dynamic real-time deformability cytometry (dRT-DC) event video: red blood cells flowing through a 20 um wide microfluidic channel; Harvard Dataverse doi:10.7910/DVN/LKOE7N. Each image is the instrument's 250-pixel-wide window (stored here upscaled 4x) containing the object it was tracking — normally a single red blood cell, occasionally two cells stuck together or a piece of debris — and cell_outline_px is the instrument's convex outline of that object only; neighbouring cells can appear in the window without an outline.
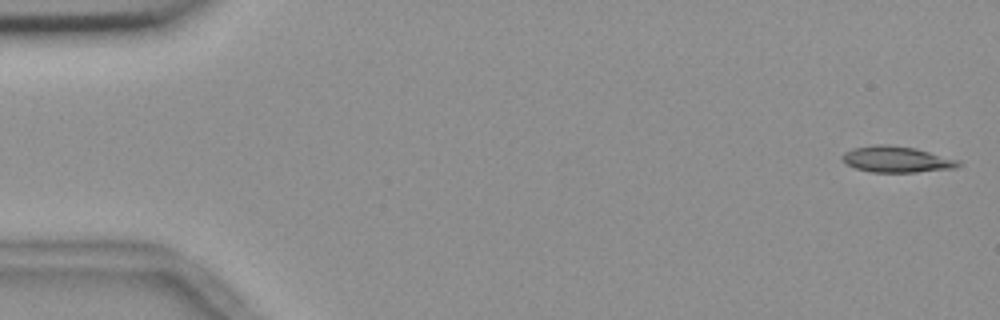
{"species": "common noctule bat (a hibernating species)", "species_latin": "Nyctalus noctula", "temperature_condition": "room temperature", "stored_images_in_passage": 15, "camera_frame_rate_fps": 3000, "um_per_image_px": 0.085, "animal": {"sex": "female", "body_mass_g": 18.4}, "frame": {"image": 1, "passage_image": 1, "time_ms": 0.0, "image_size_px": [1000, 320], "cell_outline_px": [[964, 164], [956, 168], [916, 172], [872, 172], [856, 168], [848, 164], [840, 156], [844, 152], [852, 148], [876, 144], [888, 144], [916, 148], [960, 160]], "centroid_in_image_um": [76.25, 13.53], "position_along_channel_um": 8.7, "area_um2": 17.8}}
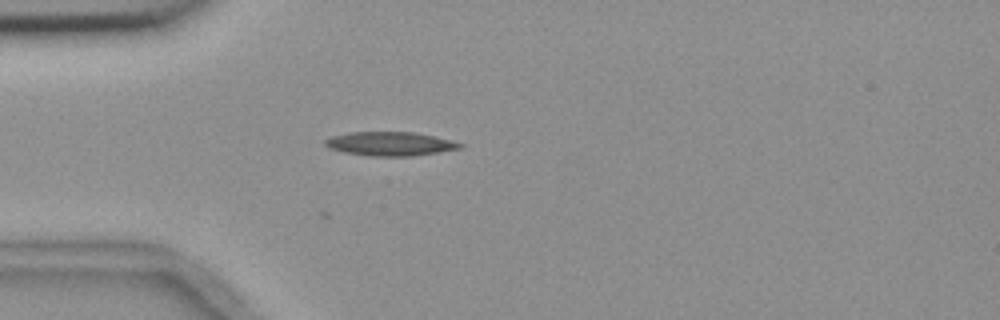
{"frame": {"image": 2, "passage_image": 15, "time_ms": 4.667, "image_size_px": [1000, 320], "cell_outline_px": [[464, 148], [412, 156], [368, 156], [344, 152], [328, 148], [324, 144], [324, 140], [332, 136], [348, 132], [412, 132], [452, 140], [464, 144]], "centroid_in_image_um": [33.15, 12.22], "position_along_channel_um": 51.8, "area_um2": 18.84}}